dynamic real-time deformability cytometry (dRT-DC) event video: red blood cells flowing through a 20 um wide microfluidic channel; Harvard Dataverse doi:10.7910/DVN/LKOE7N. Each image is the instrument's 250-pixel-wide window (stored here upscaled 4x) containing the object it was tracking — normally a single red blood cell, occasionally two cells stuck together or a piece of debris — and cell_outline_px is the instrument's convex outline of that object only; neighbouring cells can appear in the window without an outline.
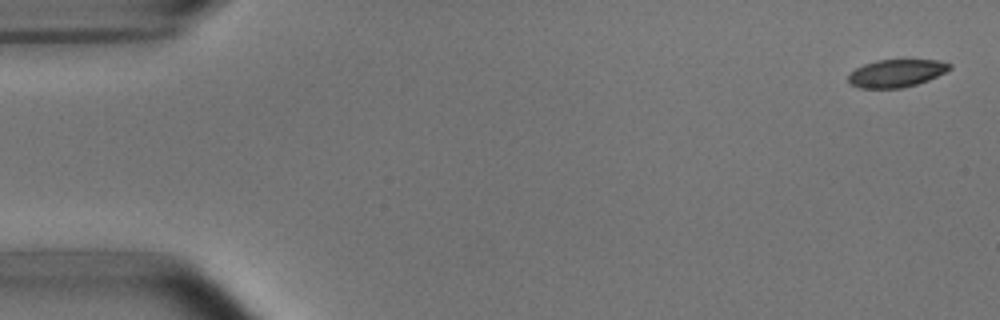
{"species": "common noctule bat (a hibernating species)", "species_latin": "Nyctalus noctula", "temperature_condition": "room temperature", "stored_images_in_passage": 53, "camera_frame_rate_fps": 3000, "um_per_image_px": 0.085, "animal": {"sex": "male", "body_mass_g": 15.6}, "frame": {"image": 1, "passage_image": 2, "time_ms": 0.333, "image_size_px": [1000, 320], "cell_outline_px": [[952, 68], [928, 80], [904, 88], [860, 88], [848, 84], [848, 76], [856, 68], [864, 64], [876, 60], [936, 60], [952, 64]], "centroid_in_image_um": [76.16, 6.23], "position_along_channel_um": 8.8, "area_um2": 16.3}}
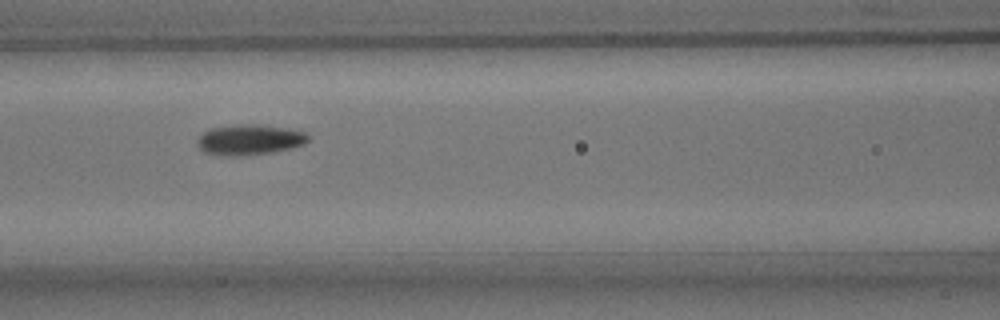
{"frame": {"image": 2, "passage_image": 23, "time_ms": 7.333, "image_size_px": [1000, 320], "cell_outline_px": [[308, 140], [304, 144], [292, 148], [272, 152], [244, 156], [224, 156], [204, 152], [196, 144], [196, 140], [208, 128], [240, 124], [256, 124], [288, 128], [304, 132], [308, 136]], "centroid_in_image_um": [21.18, 11.88], "position_along_channel_um": 145.4, "area_um2": 19.83}}
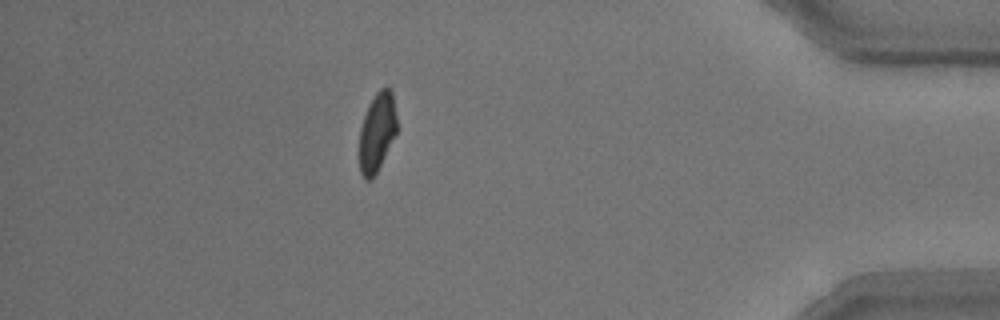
{"frame": {"image": 3, "passage_image": 47, "time_ms": 15.333, "image_size_px": [1000, 320], "cell_outline_px": [[396, 132], [372, 180], [364, 180], [360, 172], [360, 128], [368, 104], [376, 92], [380, 88], [388, 88], [392, 92], [396, 116]], "centroid_in_image_um": [32.03, 11.22], "position_along_channel_um": 403.2, "area_um2": 16.88}, "authors_computed_cell_mechanics": {"area_um2": 18.3226, "velocity_mm_per_s": 3.7748, "shape_relaxation_time_tau1_ms": 3.4433, "shape_relaxation_time_tau2_ms": 1.8023, "deformation_change_tau1": 0.1439, "deformation_change_tau2": 0.0765}}